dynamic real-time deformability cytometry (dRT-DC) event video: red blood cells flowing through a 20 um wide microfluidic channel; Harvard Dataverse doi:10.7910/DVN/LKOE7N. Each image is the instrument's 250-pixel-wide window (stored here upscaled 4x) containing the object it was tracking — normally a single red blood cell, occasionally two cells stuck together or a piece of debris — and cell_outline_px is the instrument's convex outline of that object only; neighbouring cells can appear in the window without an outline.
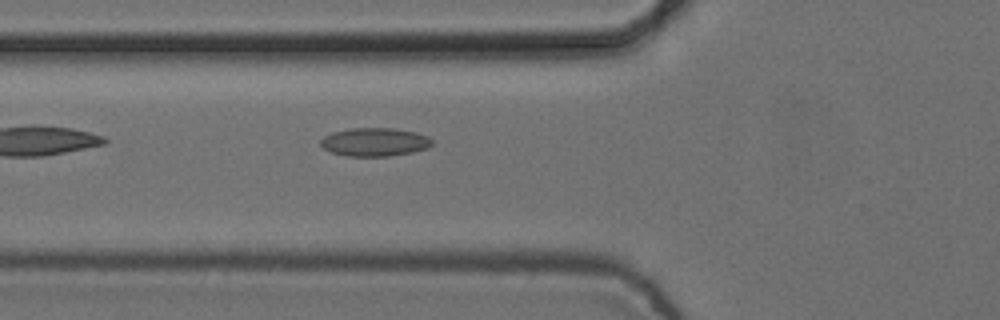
{"species": "common noctule bat (a hibernating species)", "species_latin": "Nyctalus noctula", "temperature_condition": "cold", "stored_images_in_passage": 6, "camera_frame_rate_fps": 3000, "um_per_image_px": 0.085, "animal": {"sex": "female", "body_mass_g": 24.6, "forearm_length_mm": 56.2}, "frame": {"image": 1, "passage_image": 6, "time_ms": 1.667, "image_size_px": [1000, 320], "cell_outline_px": [[432, 144], [428, 148], [412, 152], [388, 156], [344, 156], [332, 152], [324, 148], [320, 144], [320, 140], [324, 136], [332, 132], [352, 128], [392, 128], [416, 132], [428, 136], [432, 140]], "centroid_in_image_um": [31.85, 12.07], "position_along_channel_um": 94.0, "area_um2": 18.44}}